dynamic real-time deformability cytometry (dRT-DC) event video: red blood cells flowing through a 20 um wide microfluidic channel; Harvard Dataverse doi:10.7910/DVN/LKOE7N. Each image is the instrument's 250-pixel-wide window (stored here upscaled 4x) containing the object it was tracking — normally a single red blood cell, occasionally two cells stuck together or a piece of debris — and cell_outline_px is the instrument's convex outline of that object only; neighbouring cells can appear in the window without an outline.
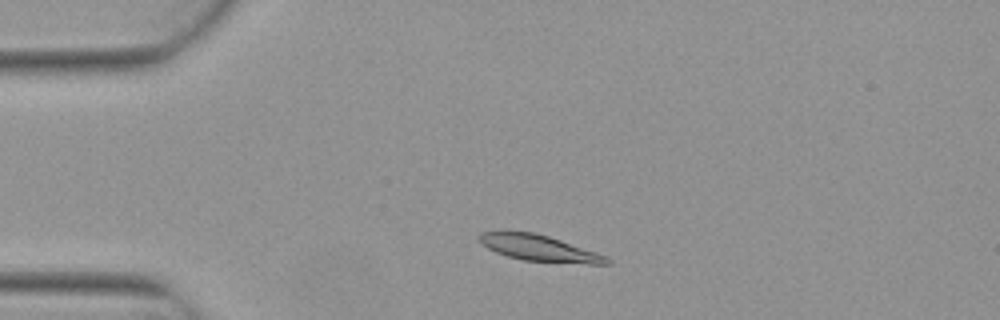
{"species": "Egyptian fruit bat (a non-hibernating species)", "species_latin": "Rousettus aegyptiacus", "temperature_condition": "warm", "stored_images_in_passage": 3, "camera_frame_rate_fps": 3000, "um_per_image_px": 0.085, "animal": {"sex": "female"}, "frame": {"image": 1, "passage_image": 2, "time_ms": 0.333, "image_size_px": [1000, 320], "cell_outline_px": [[612, 264], [588, 264], [524, 260], [508, 256], [496, 252], [480, 244], [476, 240], [476, 236], [480, 232], [504, 228], [532, 232], [548, 236], [608, 256], [612, 260]], "centroid_in_image_um": [45.73, 21.04], "position_along_channel_um": 39.3, "area_um2": 20.11}}